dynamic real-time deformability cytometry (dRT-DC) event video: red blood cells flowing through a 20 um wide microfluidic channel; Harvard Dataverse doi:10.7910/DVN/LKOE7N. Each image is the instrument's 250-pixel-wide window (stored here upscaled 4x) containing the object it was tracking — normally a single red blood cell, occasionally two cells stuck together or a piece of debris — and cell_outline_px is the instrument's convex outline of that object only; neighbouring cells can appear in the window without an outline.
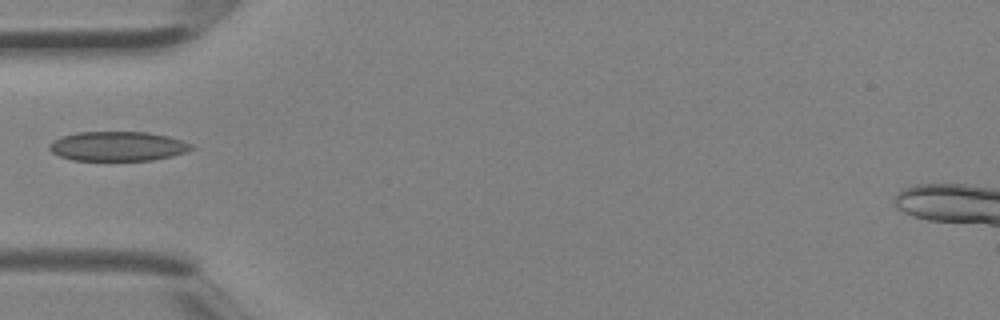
{"species": "Egyptian fruit bat (a non-hibernating species)", "species_latin": "Rousettus aegyptiacus", "temperature_condition": "room temperature", "stored_images_in_passage": 4, "camera_frame_rate_fps": 3000, "um_per_image_px": 0.085, "animal": {"sex": "female"}, "frame": {"image": 1, "passage_image": 4, "time_ms": 1.0, "image_size_px": [1000, 320], "cell_outline_px": [[196, 148], [188, 152], [172, 156], [152, 160], [72, 160], [60, 156], [52, 152], [48, 148], [48, 144], [52, 140], [60, 136], [76, 132], [148, 132], [168, 136], [192, 144]], "centroid_in_image_um": [10.0, 12.42], "position_along_channel_um": 75.0, "area_um2": 24.62}}